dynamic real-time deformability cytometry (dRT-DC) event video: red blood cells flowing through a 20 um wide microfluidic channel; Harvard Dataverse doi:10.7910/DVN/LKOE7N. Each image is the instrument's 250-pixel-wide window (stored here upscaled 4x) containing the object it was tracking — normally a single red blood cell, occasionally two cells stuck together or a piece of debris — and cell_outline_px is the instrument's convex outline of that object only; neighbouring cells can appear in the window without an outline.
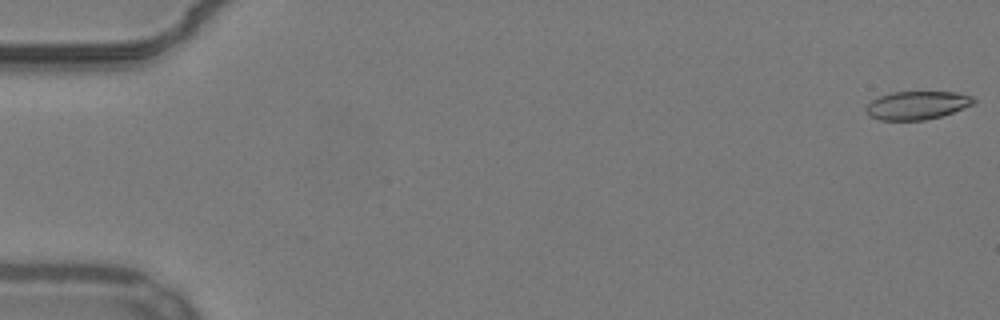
{"species": "common noctule bat (a hibernating species)", "species_latin": "Nyctalus noctula", "temperature_condition": "warm", "stored_images_in_passage": 52, "camera_frame_rate_fps": 3000, "um_per_image_px": 0.085, "animal": {"sex": "male", "body_mass_g": 19.2, "forearm_length_mm": 51.8}, "frame": {"image": 1, "passage_image": 1, "time_ms": 0.0, "image_size_px": [1000, 320], "cell_outline_px": [[976, 104], [940, 116], [924, 120], [880, 120], [868, 116], [864, 108], [872, 100], [880, 96], [892, 92], [956, 92], [972, 96], [976, 100]], "centroid_in_image_um": [77.95, 8.95], "position_along_channel_um": 7.1, "area_um2": 17.8}}
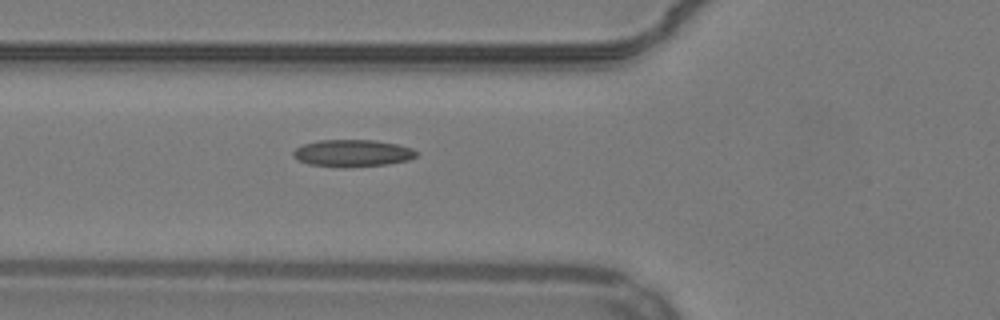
{"frame": {"image": 2, "passage_image": 21, "time_ms": 6.667, "image_size_px": [1000, 320], "cell_outline_px": [[416, 156], [408, 160], [388, 164], [340, 168], [308, 164], [292, 156], [292, 152], [296, 148], [304, 144], [320, 140], [376, 140], [396, 144], [412, 148], [416, 152]], "centroid_in_image_um": [29.94, 13.02], "position_along_channel_um": 95.9, "area_um2": 19.42}}
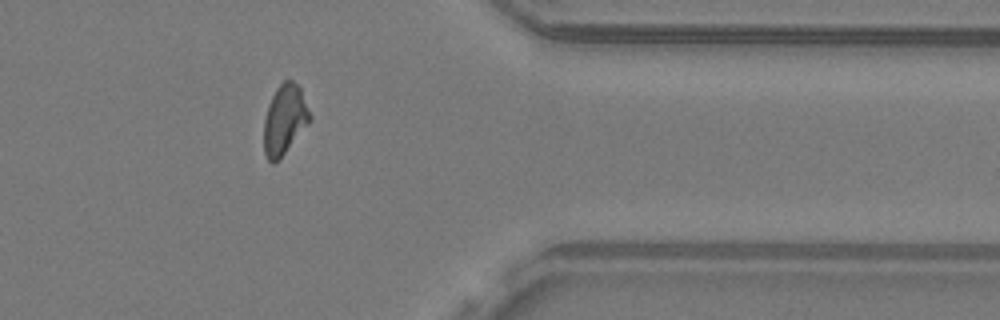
{"frame": {"image": 3, "passage_image": 45, "time_ms": 14.667, "image_size_px": [1000, 320], "cell_outline_px": [[312, 120], [280, 160], [272, 164], [268, 160], [264, 152], [264, 120], [268, 104], [276, 88], [284, 80], [292, 80], [300, 88], [312, 116]], "centroid_in_image_um": [24.2, 10.2], "position_along_channel_um": 387.2, "area_um2": 18.96}}